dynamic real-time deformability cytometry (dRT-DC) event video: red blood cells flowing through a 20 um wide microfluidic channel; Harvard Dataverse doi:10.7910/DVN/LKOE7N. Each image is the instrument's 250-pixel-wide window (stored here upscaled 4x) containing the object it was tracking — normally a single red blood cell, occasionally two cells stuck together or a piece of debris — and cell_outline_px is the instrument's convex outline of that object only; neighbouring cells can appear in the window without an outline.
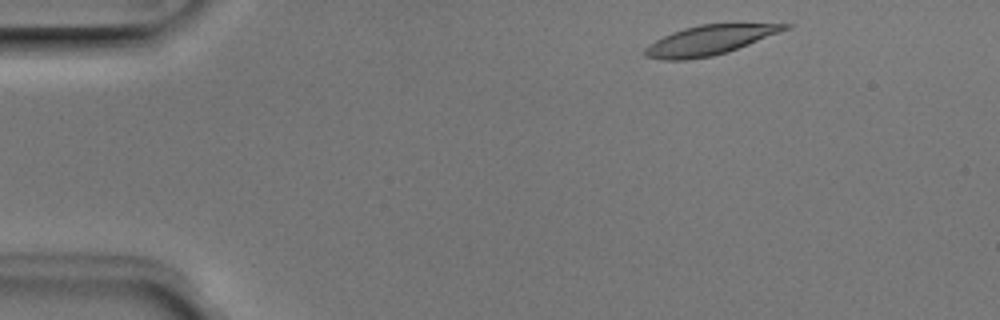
{"species": "Egyptian fruit bat (a non-hibernating species)", "species_latin": "Rousettus aegyptiacus", "temperature_condition": "room temperature", "stored_images_in_passage": 46, "camera_frame_rate_fps": 3000, "um_per_image_px": 0.085, "animal": {"sex": "male"}, "frame": {"image": 1, "passage_image": 2, "time_ms": 0.333, "image_size_px": [1000, 320], "cell_outline_px": [[792, 28], [728, 52], [712, 56], [688, 60], [664, 60], [644, 56], [644, 48], [648, 44], [672, 32], [684, 28], [700, 24], [792, 24]], "centroid_in_image_um": [60.3, 3.42], "position_along_channel_um": 24.7, "area_um2": 24.1}}
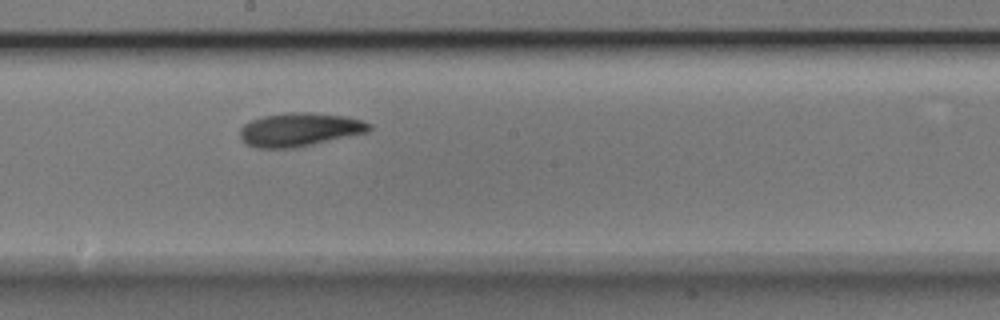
{"frame": {"image": 2, "passage_image": 23, "time_ms": 7.333, "image_size_px": [1000, 320], "cell_outline_px": [[372, 128], [368, 132], [312, 144], [292, 148], [256, 148], [248, 144], [240, 136], [240, 128], [244, 124], [252, 120], [264, 116], [288, 112], [304, 112], [344, 116], [360, 120], [372, 124]], "centroid_in_image_um": [25.46, 11.01], "position_along_channel_um": 222.7, "area_um2": 24.91}}
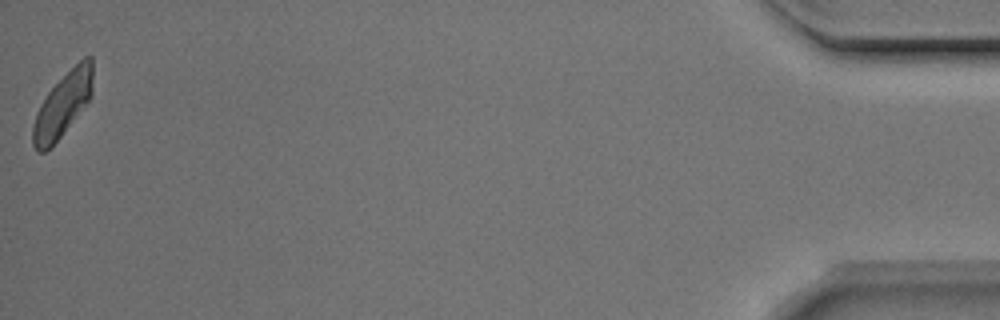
{"frame": {"image": 3, "passage_image": 46, "time_ms": 15.0, "image_size_px": [1000, 320], "cell_outline_px": [[92, 96], [60, 136], [44, 152], [36, 152], [32, 144], [32, 128], [36, 112], [40, 104], [48, 92], [84, 56], [92, 56]], "centroid_in_image_um": [5.31, 8.91], "position_along_channel_um": 429.9, "area_um2": 21.79}, "authors_computed_cell_mechanics": {"area_um2": 24.0737, "velocity_mm_per_s": 3.9308, "shape_relaxation_time_tau1_ms": 3.829, "shape_relaxation_time_tau2_ms": 4.5683, "deformation_change_tau1": 0.1352, "deformation_change_tau2": 0.1047}}